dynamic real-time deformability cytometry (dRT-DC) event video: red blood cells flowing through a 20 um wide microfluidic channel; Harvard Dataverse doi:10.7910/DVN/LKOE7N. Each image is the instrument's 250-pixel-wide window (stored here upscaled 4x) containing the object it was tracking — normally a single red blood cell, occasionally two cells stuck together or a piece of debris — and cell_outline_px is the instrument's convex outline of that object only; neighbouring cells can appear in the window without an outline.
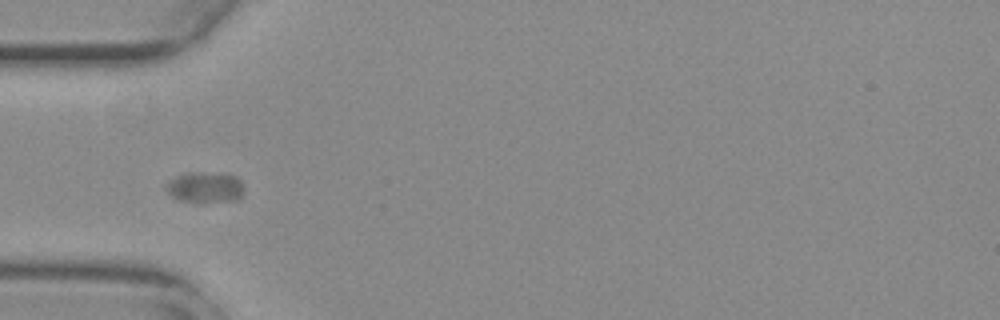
{"species": "common noctule bat (a hibernating species)", "species_latin": "Nyctalus noctula", "temperature_condition": "warm", "stored_images_in_passage": 41, "camera_frame_rate_fps": 3000, "um_per_image_px": 0.085, "animal": {"sex": "female", "body_mass_g": 29.2, "forearm_length_mm": 56.3}, "frame": {"image": 1, "passage_image": 1, "time_ms": 0.0, "image_size_px": [1000, 320], "cell_outline_px": [[244, 192], [240, 200], [204, 204], [200, 204], [180, 200], [172, 196], [168, 192], [164, 184], [168, 180], [176, 176], [188, 172], [192, 172], [236, 176], [240, 180], [244, 188]], "centroid_in_image_um": [17.44, 15.98], "position_along_channel_um": 67.6, "area_um2": 14.39}}
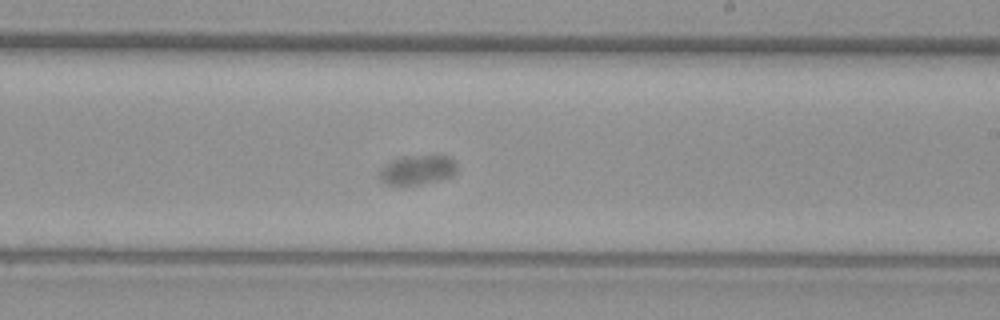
{"frame": {"image": 2, "passage_image": 17, "time_ms": 5.333, "image_size_px": [1000, 320], "cell_outline_px": [[456, 172], [452, 176], [436, 180], [416, 184], [384, 184], [380, 180], [380, 168], [384, 164], [392, 160], [404, 156], [448, 156], [456, 164]], "centroid_in_image_um": [35.44, 14.43], "position_along_channel_um": 253.6, "area_um2": 13.01}}
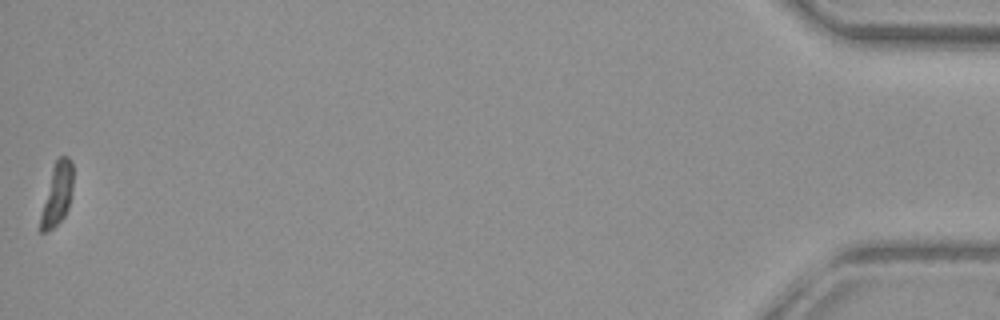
{"frame": {"image": 3, "passage_image": 41, "time_ms": 13.333, "image_size_px": [1000, 320], "cell_outline_px": [[72, 188], [68, 208], [64, 216], [52, 228], [44, 232], [40, 232], [40, 216], [52, 168], [56, 160], [60, 156], [68, 156], [72, 164]], "centroid_in_image_um": [4.85, 16.49], "position_along_channel_um": 430.3, "area_um2": 11.5}}